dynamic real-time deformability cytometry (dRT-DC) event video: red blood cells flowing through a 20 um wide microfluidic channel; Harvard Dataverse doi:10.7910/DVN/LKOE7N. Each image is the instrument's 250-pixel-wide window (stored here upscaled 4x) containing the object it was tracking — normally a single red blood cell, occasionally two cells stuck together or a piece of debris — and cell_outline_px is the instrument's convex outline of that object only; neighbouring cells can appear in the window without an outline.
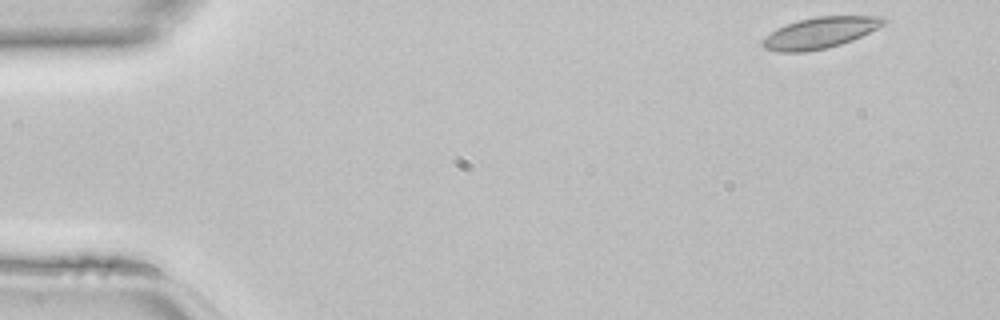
{"species": "common noctule bat (a hibernating species)", "species_latin": "Nyctalus noctula", "temperature_condition": "room temperature", "stored_images_in_passage": 43, "camera_frame_rate_fps": 3000, "um_per_image_px": 0.085, "animal": {"sex": "female", "body_mass_g": 22.7, "forearm_length_mm": 54.2}, "frame": {"image": 1, "passage_image": 1, "time_ms": 0.0, "image_size_px": [1000, 320], "cell_outline_px": [[888, 20], [884, 24], [852, 40], [828, 48], [804, 52], [780, 52], [764, 48], [760, 44], [760, 40], [764, 36], [776, 28], [800, 20], [816, 16], [884, 16]], "centroid_in_image_um": [69.66, 2.79], "position_along_channel_um": 15.3, "area_um2": 21.96}}
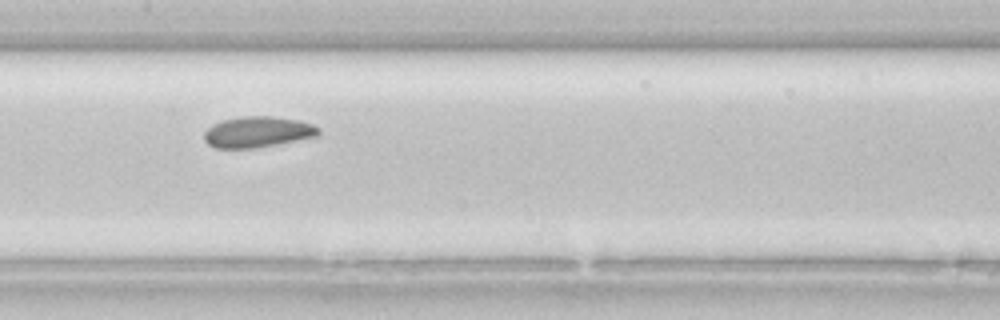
{"frame": {"image": 2, "passage_image": 20, "time_ms": 6.333, "image_size_px": [1000, 320], "cell_outline_px": [[320, 136], [256, 148], [216, 148], [208, 144], [204, 140], [204, 132], [212, 124], [224, 120], [240, 116], [272, 116], [300, 120], [312, 124], [320, 128]], "centroid_in_image_um": [21.93, 11.21], "position_along_channel_um": 185.5, "area_um2": 20.81}}
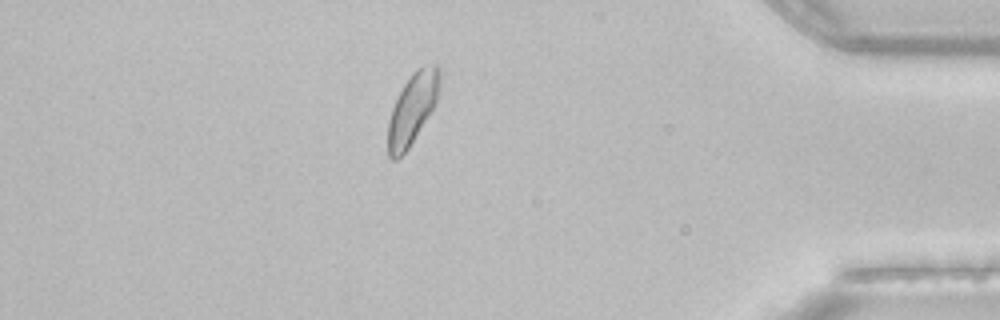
{"frame": {"image": 3, "passage_image": 37, "time_ms": 12.0, "image_size_px": [1000, 320], "cell_outline_px": [[440, 88], [436, 100], [428, 116], [408, 148], [396, 160], [392, 160], [388, 156], [388, 124], [392, 108], [404, 84], [412, 72], [416, 68], [432, 64], [436, 64], [440, 68]], "centroid_in_image_um": [35.06, 9.21], "position_along_channel_um": 400.1, "area_um2": 20.98}}